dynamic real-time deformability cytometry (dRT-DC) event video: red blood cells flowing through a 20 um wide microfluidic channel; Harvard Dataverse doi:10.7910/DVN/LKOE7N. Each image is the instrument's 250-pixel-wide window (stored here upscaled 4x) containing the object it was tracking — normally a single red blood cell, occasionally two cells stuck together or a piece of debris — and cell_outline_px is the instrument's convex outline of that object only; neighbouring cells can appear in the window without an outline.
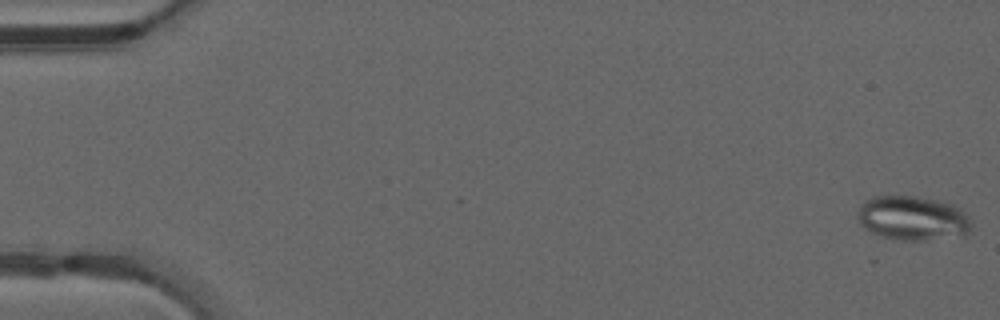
{"species": "common noctule bat (a hibernating species)", "species_latin": "Nyctalus noctula", "temperature_condition": "warm", "stored_images_in_passage": 26, "camera_frame_rate_fps": 3000, "um_per_image_px": 0.085, "animal": {"sex": "male", "forearm_length_mm": 52.5}, "frame": {"image": 1, "passage_image": 1, "time_ms": 0.0, "image_size_px": [1000, 320], "cell_outline_px": [[972, 224], [968, 236], [928, 240], [900, 240], [880, 236], [864, 228], [860, 224], [856, 216], [856, 212], [860, 204], [864, 200], [872, 196], [916, 196], [936, 200], [952, 204], [960, 208], [968, 216]], "centroid_in_image_um": [77.58, 18.55], "position_along_channel_um": 7.4, "area_um2": 30.0}}